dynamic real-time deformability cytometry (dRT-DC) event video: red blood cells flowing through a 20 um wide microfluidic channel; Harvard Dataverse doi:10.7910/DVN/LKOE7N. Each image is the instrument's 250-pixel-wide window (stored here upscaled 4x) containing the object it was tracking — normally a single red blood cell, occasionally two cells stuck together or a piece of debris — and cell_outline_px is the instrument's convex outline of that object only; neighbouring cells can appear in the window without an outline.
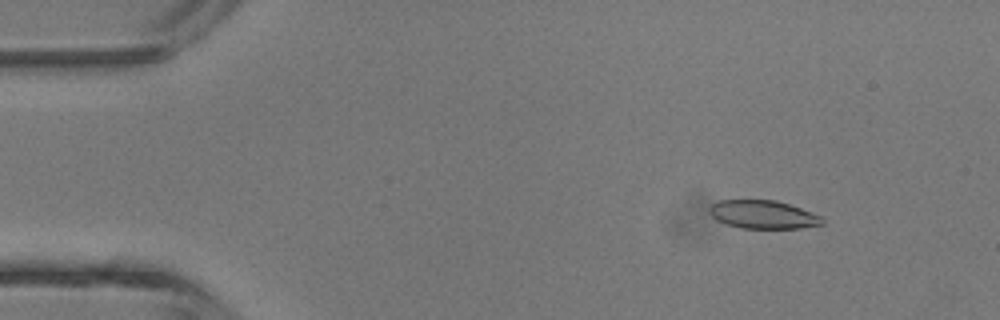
{"species": "common noctule bat (a hibernating species)", "species_latin": "Nyctalus noctula", "temperature_condition": "room temperature", "stored_images_in_passage": 4, "camera_frame_rate_fps": 3000, "um_per_image_px": 0.085, "animal": {"sex": "male", "body_mass_g": 13.3}, "frame": {"image": 1, "passage_image": 2, "time_ms": 1.333, "image_size_px": [1000, 320], "cell_outline_px": [[824, 224], [800, 228], [740, 228], [716, 220], [708, 212], [708, 208], [712, 204], [720, 200], [776, 200], [800, 208], [820, 216], [824, 220]], "centroid_in_image_um": [64.83, 18.23], "position_along_channel_um": 20.2, "area_um2": 18.5}}
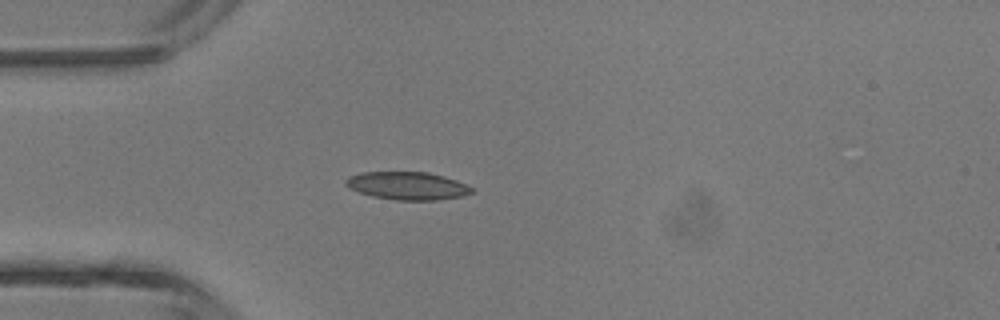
{"frame": {"image": 2, "passage_image": 4, "time_ms": 3.667, "image_size_px": [1000, 320], "cell_outline_px": [[476, 192], [460, 196], [436, 200], [396, 200], [372, 196], [348, 188], [344, 184], [344, 180], [348, 176], [360, 172], [428, 172], [444, 176], [456, 180], [472, 188]], "centroid_in_image_um": [34.59, 15.78], "position_along_channel_um": 50.4, "area_um2": 20.52}}